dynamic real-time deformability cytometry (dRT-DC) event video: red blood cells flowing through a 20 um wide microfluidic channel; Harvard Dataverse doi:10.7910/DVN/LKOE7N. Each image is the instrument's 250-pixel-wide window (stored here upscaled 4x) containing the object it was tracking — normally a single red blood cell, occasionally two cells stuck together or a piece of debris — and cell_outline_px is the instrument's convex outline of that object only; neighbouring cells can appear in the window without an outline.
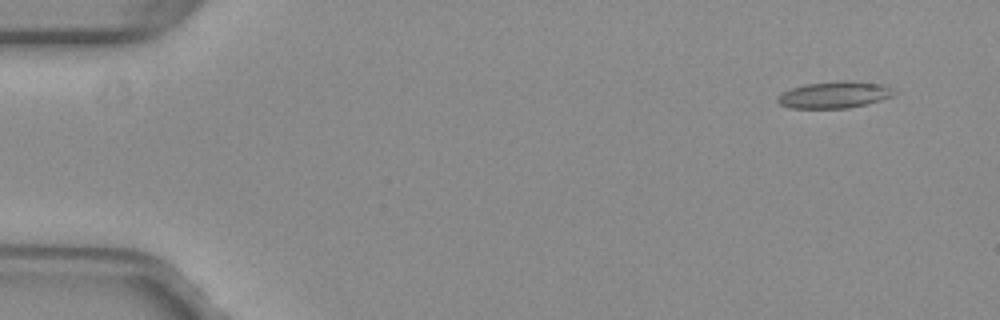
{"species": "common noctule bat (a hibernating species)", "species_latin": "Nyctalus noctula", "temperature_condition": "warm", "stored_images_in_passage": 49, "camera_frame_rate_fps": 3000, "um_per_image_px": 0.085, "animal": {"sex": "female", "body_mass_g": 29.2, "forearm_length_mm": 56.3}, "frame": {"image": 1, "passage_image": 1, "time_ms": 0.0, "image_size_px": [1000, 320], "cell_outline_px": [[896, 92], [892, 96], [880, 100], [848, 108], [788, 108], [780, 104], [776, 100], [776, 96], [792, 88], [804, 84], [840, 80], [848, 80], [884, 84], [892, 88]], "centroid_in_image_um": [70.91, 8.04], "position_along_channel_um": 14.1, "area_um2": 18.21}}
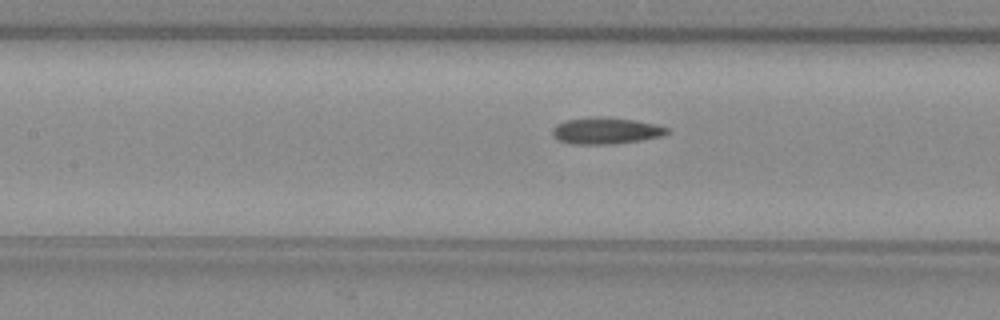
{"frame": {"image": 2, "passage_image": 21, "time_ms": 6.667, "image_size_px": [1000, 320], "cell_outline_px": [[668, 132], [660, 136], [640, 140], [612, 144], [572, 144], [560, 140], [552, 132], [552, 128], [556, 124], [564, 120], [596, 116], [604, 116], [636, 120], [656, 124], [668, 128]], "centroid_in_image_um": [51.48, 11.09], "position_along_channel_um": 155.9, "area_um2": 17.69}}
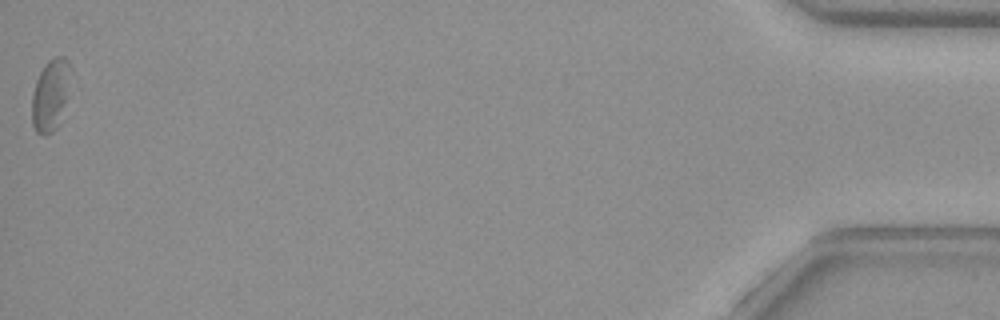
{"frame": {"image": 3, "passage_image": 49, "time_ms": 16.0, "image_size_px": [1000, 320], "cell_outline_px": [[72, 68], [68, 100], [60, 124], [52, 132], [36, 132], [32, 124], [32, 92], [36, 80], [44, 64], [52, 56], [64, 56], [68, 60]], "centroid_in_image_um": [4.34, 8.01], "position_along_channel_um": 430.9, "area_um2": 16.76}, "authors_computed_cell_mechanics": {"area_um2": 17.4556, "velocity_mm_per_s": 4.024, "shape_relaxation_time_tau1_ms": null, "shape_relaxation_time_tau2_ms": 3.1559, "deformation_change_tau1": null, "deformation_change_tau2": 0.1022}}